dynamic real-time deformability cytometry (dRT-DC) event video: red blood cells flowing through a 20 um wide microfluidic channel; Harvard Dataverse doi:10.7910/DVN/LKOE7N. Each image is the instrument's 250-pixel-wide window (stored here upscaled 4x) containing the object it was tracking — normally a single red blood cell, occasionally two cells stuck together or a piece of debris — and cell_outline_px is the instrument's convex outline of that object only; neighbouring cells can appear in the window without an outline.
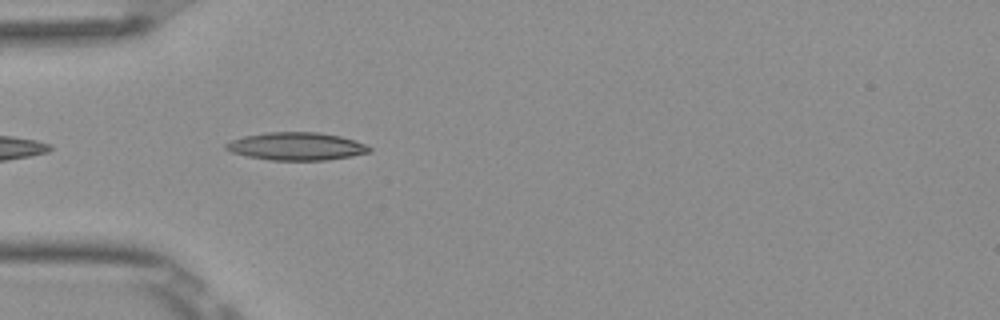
{"species": "Egyptian fruit bat (a non-hibernating species)", "species_latin": "Rousettus aegyptiacus", "temperature_condition": "room temperature", "stored_images_in_passage": 7, "camera_frame_rate_fps": 3000, "um_per_image_px": 0.085, "frame": {"image": 1, "passage_image": 2, "time_ms": 0.333, "image_size_px": [1000, 320], "cell_outline_px": [[372, 152], [352, 156], [324, 160], [268, 160], [248, 156], [232, 152], [224, 148], [224, 144], [232, 140], [244, 136], [268, 132], [320, 132], [340, 136], [364, 144], [372, 148]], "centroid_in_image_um": [25.19, 12.44], "position_along_channel_um": 59.8, "area_um2": 23.18}}
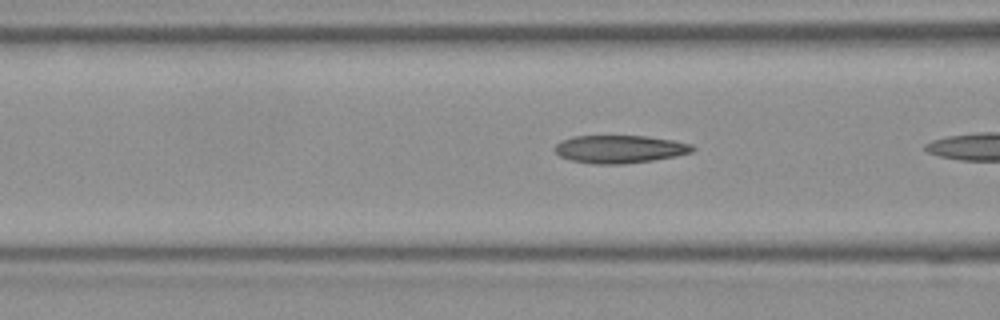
{"frame": {"image": 2, "passage_image": 4, "time_ms": 1.0, "image_size_px": [1000, 320], "cell_outline_px": [[696, 148], [692, 152], [676, 156], [652, 160], [624, 164], [592, 164], [572, 160], [560, 156], [552, 148], [560, 140], [572, 136], [648, 136], [672, 140], [692, 144]], "centroid_in_image_um": [52.66, 12.67], "position_along_channel_um": 113.9, "area_um2": 22.48}}